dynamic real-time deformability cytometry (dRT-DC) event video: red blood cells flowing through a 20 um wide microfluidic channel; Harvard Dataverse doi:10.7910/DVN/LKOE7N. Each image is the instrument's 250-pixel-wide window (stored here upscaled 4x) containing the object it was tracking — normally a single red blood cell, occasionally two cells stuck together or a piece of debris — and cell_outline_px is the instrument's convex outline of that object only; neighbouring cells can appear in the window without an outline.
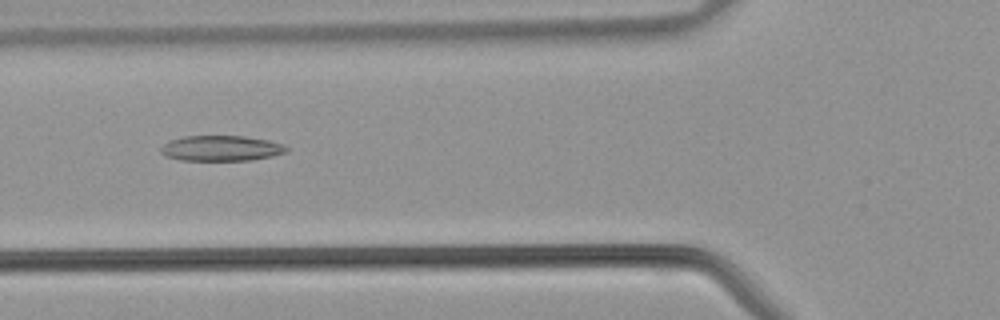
{"species": "common noctule bat (a hibernating species)", "species_latin": "Nyctalus noctula", "temperature_condition": "warm", "stored_images_in_passage": 39, "camera_frame_rate_fps": 3000, "um_per_image_px": 0.085, "animal": {"sex": "male", "body_mass_g": 21.5, "forearm_length_mm": 52.0}, "frame": {"image": 1, "passage_image": 12, "time_ms": 3.667, "image_size_px": [1000, 320], "cell_outline_px": [[288, 152], [272, 156], [252, 160], [180, 160], [164, 156], [160, 152], [160, 148], [164, 144], [172, 140], [184, 136], [244, 136], [268, 140], [284, 144], [288, 148]], "centroid_in_image_um": [18.82, 12.61], "position_along_channel_um": 107.0, "area_um2": 18.67}}
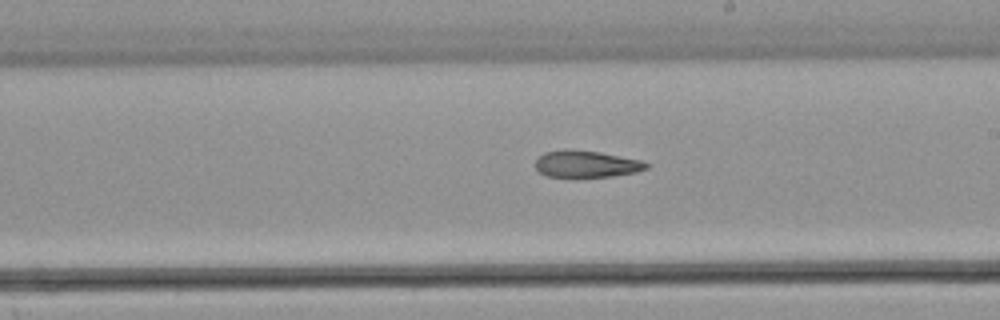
{"frame": {"image": 2, "passage_image": 20, "time_ms": 6.333, "image_size_px": [1000, 320], "cell_outline_px": [[648, 168], [636, 172], [612, 176], [576, 180], [572, 180], [544, 176], [536, 168], [536, 160], [544, 152], [600, 152], [640, 160], [648, 164]], "centroid_in_image_um": [49.83, 14.04], "position_along_channel_um": 239.2, "area_um2": 17.4}}
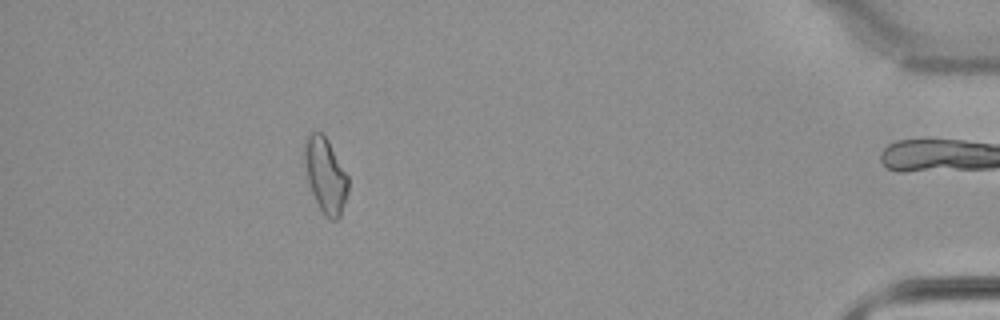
{"frame": {"image": 3, "passage_image": 34, "time_ms": 11.0, "image_size_px": [1000, 320], "cell_outline_px": [[348, 192], [340, 216], [336, 220], [328, 220], [324, 216], [312, 192], [308, 180], [304, 164], [304, 140], [308, 132], [312, 128], [320, 132], [328, 140], [348, 176]], "centroid_in_image_um": [27.64, 14.86], "position_along_channel_um": 407.6, "area_um2": 19.25}}